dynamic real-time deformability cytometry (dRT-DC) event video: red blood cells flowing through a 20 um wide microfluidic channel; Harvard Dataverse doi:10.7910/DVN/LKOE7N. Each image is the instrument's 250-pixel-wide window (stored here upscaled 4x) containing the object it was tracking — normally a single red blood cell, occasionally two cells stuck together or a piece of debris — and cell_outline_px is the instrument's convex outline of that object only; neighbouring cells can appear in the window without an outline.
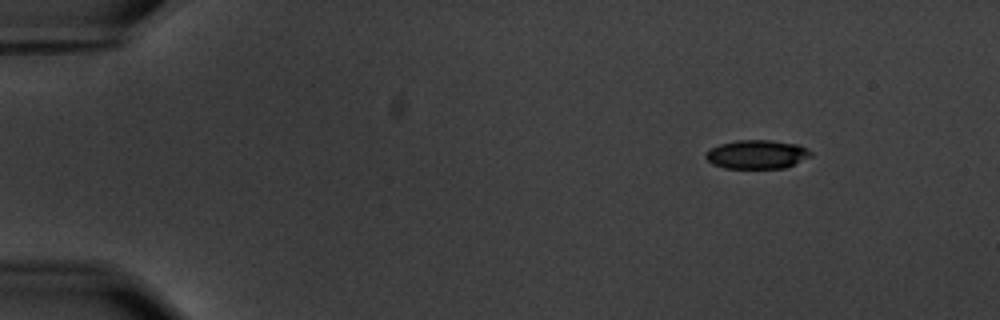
{"species": "common noctule bat (a hibernating species)", "species_latin": "Nyctalus noctula", "temperature_condition": "warm", "stored_images_in_passage": 51, "camera_frame_rate_fps": 3000, "um_per_image_px": 0.085, "animal": {"sex": "male", "body_mass_g": 20.1, "forearm_length_mm": 53.5}, "frame": {"image": 1, "passage_image": 1, "time_ms": 0.0, "image_size_px": [1000, 320], "cell_outline_px": [[812, 156], [784, 168], [724, 168], [712, 164], [704, 156], [704, 152], [708, 148], [720, 144], [736, 140], [768, 140], [796, 144], [808, 148], [812, 152]], "centroid_in_image_um": [64.3, 13.12], "position_along_channel_um": 20.7, "area_um2": 17.74}}
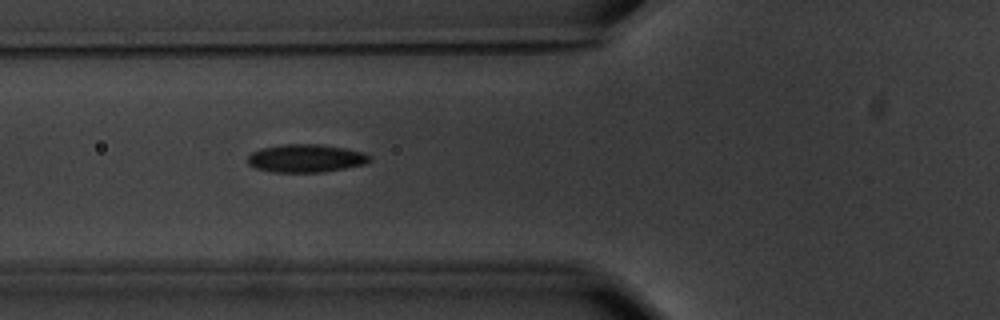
{"frame": {"image": 2, "passage_image": 16, "time_ms": 5.0, "image_size_px": [1000, 320], "cell_outline_px": [[372, 156], [364, 164], [324, 172], [272, 172], [256, 168], [248, 164], [248, 156], [252, 152], [260, 148], [284, 144], [320, 144], [344, 148], [364, 152]], "centroid_in_image_um": [25.98, 13.45], "position_along_channel_um": 99.8, "area_um2": 19.88}}
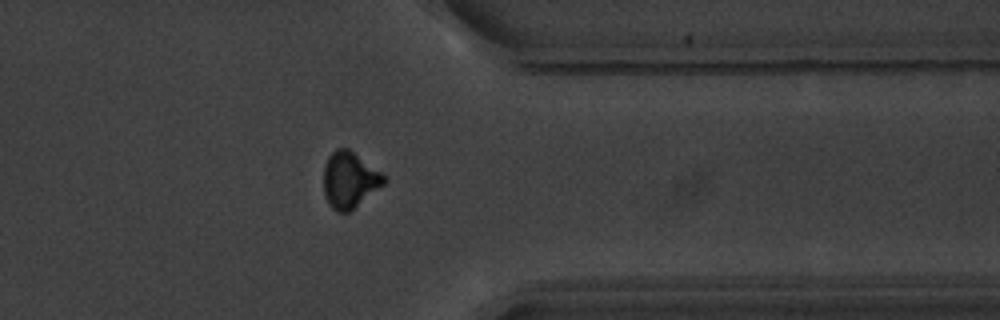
{"frame": {"image": 3, "passage_image": 40, "time_ms": 13.0, "image_size_px": [1000, 320], "cell_outline_px": [[388, 180], [384, 184], [348, 212], [336, 212], [332, 208], [324, 196], [324, 164], [328, 156], [336, 148], [348, 148], [388, 176]], "centroid_in_image_um": [29.72, 15.27], "position_along_channel_um": 381.7, "area_um2": 19.83}, "authors_computed_cell_mechanics": {"area_um2": 19.0162, "velocity_mm_per_s": 3.5919, "shape_relaxation_time_tau1_ms": 3.7706, "shape_relaxation_time_tau2_ms": 3.1473, "deformation_change_tau1": 0.1186, "deformation_change_tau2": 0.0666}}